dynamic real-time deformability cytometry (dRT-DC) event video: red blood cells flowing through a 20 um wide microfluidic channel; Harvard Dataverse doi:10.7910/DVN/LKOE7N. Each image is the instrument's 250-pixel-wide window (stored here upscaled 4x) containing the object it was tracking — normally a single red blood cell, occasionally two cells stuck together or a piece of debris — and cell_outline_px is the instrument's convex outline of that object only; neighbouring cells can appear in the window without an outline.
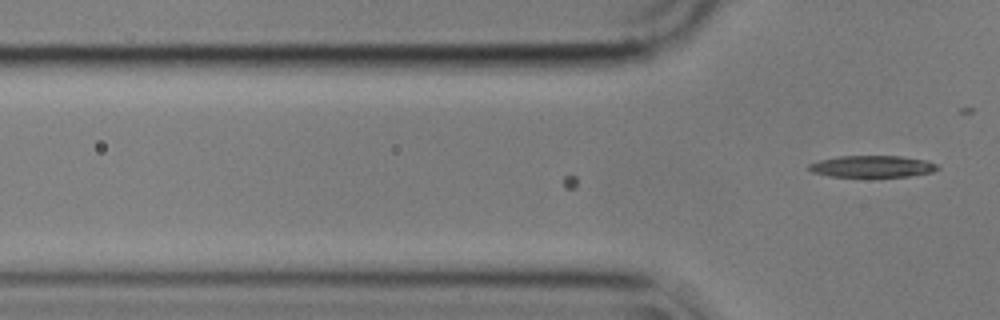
{"species": "common noctule bat (a hibernating species)", "species_latin": "Nyctalus noctula", "temperature_condition": "cold", "stored_images_in_passage": 4, "camera_frame_rate_fps": 3000, "um_per_image_px": 0.085, "animal": {"sex": "male", "body_mass_g": 17.9}, "frame": {"image": 1, "passage_image": 4, "time_ms": 1.0, "image_size_px": [1000, 320], "cell_outline_px": [[940, 168], [932, 172], [908, 176], [828, 176], [812, 172], [808, 168], [808, 164], [820, 160], [840, 156], [900, 156], [928, 160], [936, 164]], "centroid_in_image_um": [74.15, 14.14], "position_along_channel_um": 51.6, "area_um2": 16.13}}